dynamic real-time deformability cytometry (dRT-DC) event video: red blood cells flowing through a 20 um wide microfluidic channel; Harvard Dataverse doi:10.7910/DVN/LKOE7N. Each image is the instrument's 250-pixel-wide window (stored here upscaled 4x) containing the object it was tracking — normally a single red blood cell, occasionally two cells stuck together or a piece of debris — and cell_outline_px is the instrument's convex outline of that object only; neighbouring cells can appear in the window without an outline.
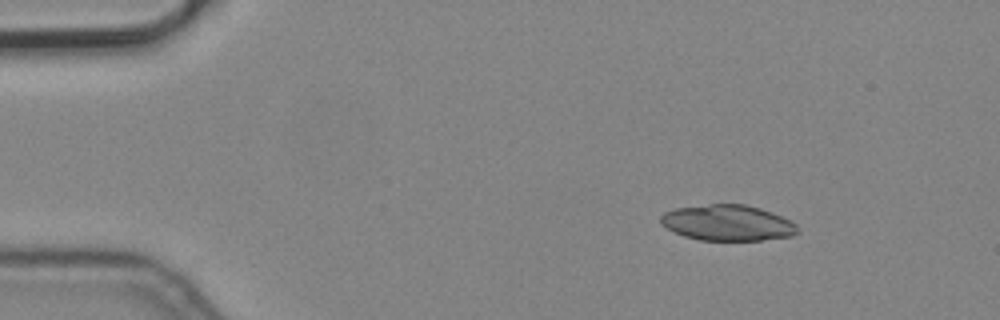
{"species": "common noctule bat (a hibernating species)", "species_latin": "Nyctalus noctula", "temperature_condition": "cold", "stored_images_in_passage": 7, "camera_frame_rate_fps": 3000, "um_per_image_px": 0.085, "animal": {"sex": "male", "body_mass_g": 19.2, "forearm_length_mm": 51.8}, "frame": {"image": 1, "passage_image": 2, "time_ms": 0.333, "image_size_px": [1000, 320], "cell_outline_px": [[800, 232], [792, 236], [760, 240], [700, 240], [684, 236], [660, 224], [660, 216], [664, 212], [676, 208], [708, 204], [744, 204], [760, 208], [772, 212], [796, 224], [800, 228]], "centroid_in_image_um": [61.86, 18.94], "position_along_channel_um": 23.1, "area_um2": 28.55}}